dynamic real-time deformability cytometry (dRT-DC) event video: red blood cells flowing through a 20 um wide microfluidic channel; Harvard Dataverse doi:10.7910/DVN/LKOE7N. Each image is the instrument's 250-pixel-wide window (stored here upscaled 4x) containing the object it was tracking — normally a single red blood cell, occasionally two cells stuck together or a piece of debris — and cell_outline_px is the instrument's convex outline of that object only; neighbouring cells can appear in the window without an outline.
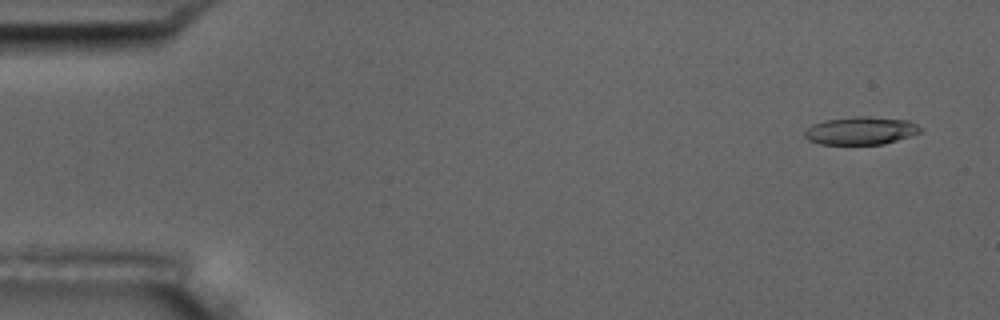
{"species": "common noctule bat (a hibernating species)", "species_latin": "Nyctalus noctula", "temperature_condition": "room temperature", "stored_images_in_passage": 5, "camera_frame_rate_fps": 3000, "um_per_image_px": 0.085, "animal": {"sex": "male", "body_mass_g": 17.5, "forearm_length_mm": 52.3}, "frame": {"image": 1, "passage_image": 1, "time_ms": 0.0, "image_size_px": [1000, 320], "cell_outline_px": [[920, 132], [884, 144], [820, 144], [808, 140], [804, 136], [804, 132], [812, 124], [824, 120], [852, 116], [868, 116], [908, 120], [916, 124], [920, 128]], "centroid_in_image_um": [73.12, 11.1], "position_along_channel_um": 11.9, "area_um2": 18.73}}
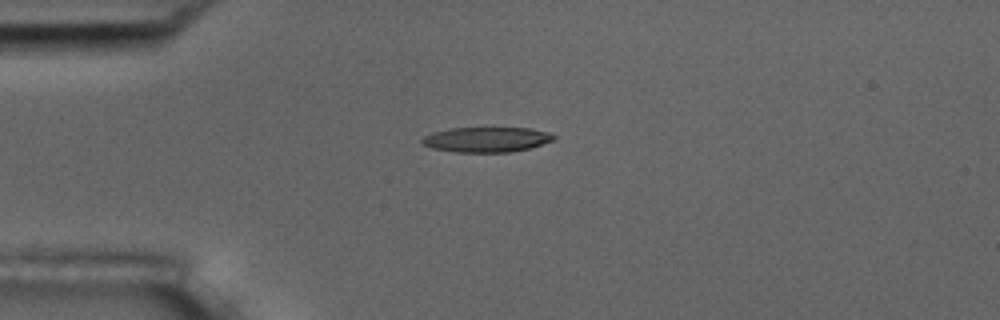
{"frame": {"image": 2, "passage_image": 4, "time_ms": 3.667, "image_size_px": [1000, 320], "cell_outline_px": [[556, 140], [528, 148], [508, 152], [456, 152], [432, 148], [424, 144], [420, 140], [424, 136], [432, 132], [448, 128], [532, 128], [548, 132], [556, 136]], "centroid_in_image_um": [41.36, 11.85], "position_along_channel_um": 43.6, "area_um2": 19.25}}